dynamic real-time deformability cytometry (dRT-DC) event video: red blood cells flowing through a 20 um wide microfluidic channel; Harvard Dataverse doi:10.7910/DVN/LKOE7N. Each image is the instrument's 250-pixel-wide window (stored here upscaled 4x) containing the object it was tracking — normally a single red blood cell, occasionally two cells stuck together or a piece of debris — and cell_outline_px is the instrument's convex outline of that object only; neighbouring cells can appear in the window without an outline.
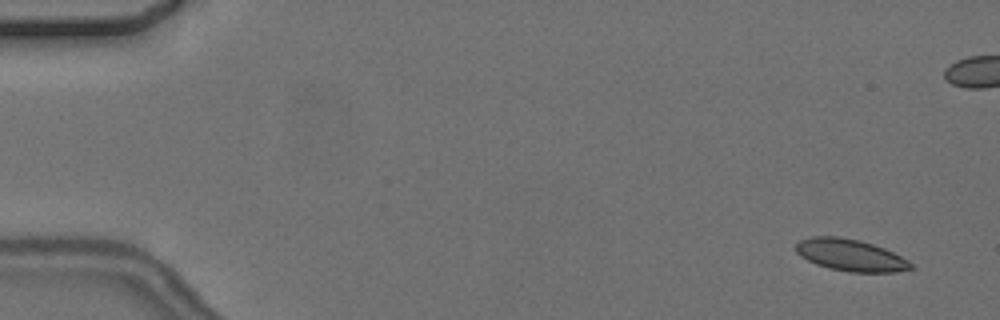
{"species": "common noctule bat (a hibernating species)", "species_latin": "Nyctalus noctula", "temperature_condition": "cold", "stored_images_in_passage": 5, "camera_frame_rate_fps": 3000, "um_per_image_px": 0.085, "animal": {"sex": "female", "body_mass_g": 24.6, "forearm_length_mm": 56.2}, "frame": {"image": 1, "passage_image": 1, "time_ms": 0.0, "image_size_px": [1000, 320], "cell_outline_px": [[916, 268], [896, 272], [848, 272], [828, 268], [816, 264], [800, 256], [796, 252], [796, 244], [800, 240], [812, 236], [836, 236], [860, 240], [884, 248], [908, 260]], "centroid_in_image_um": [72.29, 21.69], "position_along_channel_um": 12.7, "area_um2": 21.39}}